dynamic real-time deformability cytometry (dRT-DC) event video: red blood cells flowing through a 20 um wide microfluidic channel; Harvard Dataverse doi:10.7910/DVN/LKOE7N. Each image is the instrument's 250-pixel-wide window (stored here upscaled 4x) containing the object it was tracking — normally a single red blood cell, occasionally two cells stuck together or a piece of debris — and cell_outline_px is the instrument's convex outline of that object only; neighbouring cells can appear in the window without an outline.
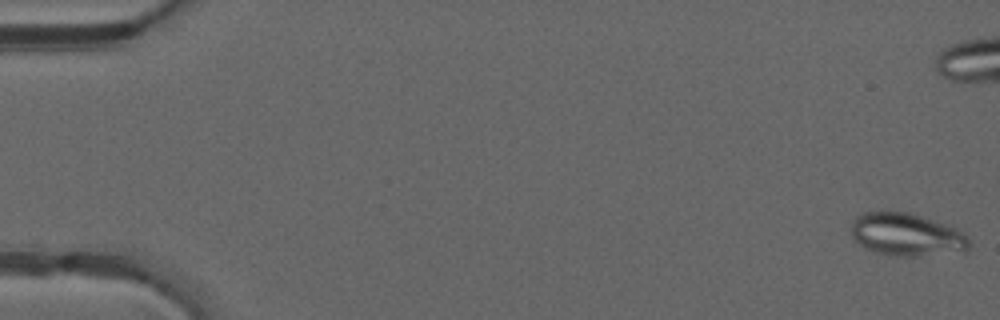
{"species": "common noctule bat (a hibernating species)", "species_latin": "Nyctalus noctula", "temperature_condition": "warm", "stored_images_in_passage": 16, "camera_frame_rate_fps": 3000, "um_per_image_px": 0.085, "animal": {"sex": "male", "forearm_length_mm": 52.5}, "frame": {"image": 1, "passage_image": 1, "time_ms": 0.0, "image_size_px": [1000, 320], "cell_outline_px": [[972, 244], [964, 252], [916, 256], [896, 256], [876, 252], [864, 248], [852, 236], [852, 220], [856, 216], [864, 212], [908, 212], [948, 224], [964, 232], [968, 236]], "centroid_in_image_um": [77.12, 19.95], "position_along_channel_um": 7.9, "area_um2": 29.65}}